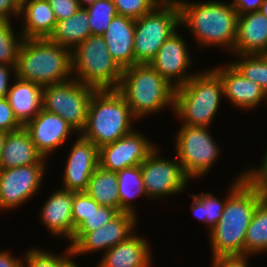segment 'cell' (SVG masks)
Listing matches in <instances>:
<instances>
[{
  "mask_svg": "<svg viewBox=\"0 0 267 267\" xmlns=\"http://www.w3.org/2000/svg\"><path fill=\"white\" fill-rule=\"evenodd\" d=\"M89 16V26L92 35L102 36L109 24L118 15L112 0H98L85 8Z\"/></svg>",
  "mask_w": 267,
  "mask_h": 267,
  "instance_id": "obj_32",
  "label": "cell"
},
{
  "mask_svg": "<svg viewBox=\"0 0 267 267\" xmlns=\"http://www.w3.org/2000/svg\"><path fill=\"white\" fill-rule=\"evenodd\" d=\"M259 11L267 18V0L263 1Z\"/></svg>",
  "mask_w": 267,
  "mask_h": 267,
  "instance_id": "obj_49",
  "label": "cell"
},
{
  "mask_svg": "<svg viewBox=\"0 0 267 267\" xmlns=\"http://www.w3.org/2000/svg\"><path fill=\"white\" fill-rule=\"evenodd\" d=\"M71 50L48 38L23 39L15 66V77L42 87L71 79ZM70 77V78H69Z\"/></svg>",
  "mask_w": 267,
  "mask_h": 267,
  "instance_id": "obj_3",
  "label": "cell"
},
{
  "mask_svg": "<svg viewBox=\"0 0 267 267\" xmlns=\"http://www.w3.org/2000/svg\"><path fill=\"white\" fill-rule=\"evenodd\" d=\"M180 25V8L176 0H162L150 12L136 19L135 64H149Z\"/></svg>",
  "mask_w": 267,
  "mask_h": 267,
  "instance_id": "obj_8",
  "label": "cell"
},
{
  "mask_svg": "<svg viewBox=\"0 0 267 267\" xmlns=\"http://www.w3.org/2000/svg\"><path fill=\"white\" fill-rule=\"evenodd\" d=\"M117 91L124 97L134 117L174 107L175 87L150 64H135L123 69Z\"/></svg>",
  "mask_w": 267,
  "mask_h": 267,
  "instance_id": "obj_4",
  "label": "cell"
},
{
  "mask_svg": "<svg viewBox=\"0 0 267 267\" xmlns=\"http://www.w3.org/2000/svg\"><path fill=\"white\" fill-rule=\"evenodd\" d=\"M212 70L221 78L224 96L231 104L250 110L267 98L257 83L245 78L231 63Z\"/></svg>",
  "mask_w": 267,
  "mask_h": 267,
  "instance_id": "obj_18",
  "label": "cell"
},
{
  "mask_svg": "<svg viewBox=\"0 0 267 267\" xmlns=\"http://www.w3.org/2000/svg\"><path fill=\"white\" fill-rule=\"evenodd\" d=\"M116 174L120 199V212L135 214L131 200L139 195L147 197L142 179L141 166L127 167L117 171Z\"/></svg>",
  "mask_w": 267,
  "mask_h": 267,
  "instance_id": "obj_29",
  "label": "cell"
},
{
  "mask_svg": "<svg viewBox=\"0 0 267 267\" xmlns=\"http://www.w3.org/2000/svg\"><path fill=\"white\" fill-rule=\"evenodd\" d=\"M72 73L96 90H117L123 69L111 57L102 36L91 35L71 51Z\"/></svg>",
  "mask_w": 267,
  "mask_h": 267,
  "instance_id": "obj_7",
  "label": "cell"
},
{
  "mask_svg": "<svg viewBox=\"0 0 267 267\" xmlns=\"http://www.w3.org/2000/svg\"><path fill=\"white\" fill-rule=\"evenodd\" d=\"M20 16L24 39L48 38L57 22L48 0H21Z\"/></svg>",
  "mask_w": 267,
  "mask_h": 267,
  "instance_id": "obj_24",
  "label": "cell"
},
{
  "mask_svg": "<svg viewBox=\"0 0 267 267\" xmlns=\"http://www.w3.org/2000/svg\"><path fill=\"white\" fill-rule=\"evenodd\" d=\"M40 218L51 234L69 239L74 236V223L72 218L73 192L58 189L43 204Z\"/></svg>",
  "mask_w": 267,
  "mask_h": 267,
  "instance_id": "obj_19",
  "label": "cell"
},
{
  "mask_svg": "<svg viewBox=\"0 0 267 267\" xmlns=\"http://www.w3.org/2000/svg\"><path fill=\"white\" fill-rule=\"evenodd\" d=\"M162 0H112L116 6L118 15L131 19H139L150 12Z\"/></svg>",
  "mask_w": 267,
  "mask_h": 267,
  "instance_id": "obj_35",
  "label": "cell"
},
{
  "mask_svg": "<svg viewBox=\"0 0 267 267\" xmlns=\"http://www.w3.org/2000/svg\"><path fill=\"white\" fill-rule=\"evenodd\" d=\"M249 255H231L212 257V267H248Z\"/></svg>",
  "mask_w": 267,
  "mask_h": 267,
  "instance_id": "obj_41",
  "label": "cell"
},
{
  "mask_svg": "<svg viewBox=\"0 0 267 267\" xmlns=\"http://www.w3.org/2000/svg\"><path fill=\"white\" fill-rule=\"evenodd\" d=\"M120 212L115 208L99 205L92 198V212L86 219L75 229V232H92L110 222Z\"/></svg>",
  "mask_w": 267,
  "mask_h": 267,
  "instance_id": "obj_34",
  "label": "cell"
},
{
  "mask_svg": "<svg viewBox=\"0 0 267 267\" xmlns=\"http://www.w3.org/2000/svg\"><path fill=\"white\" fill-rule=\"evenodd\" d=\"M133 119L136 120L129 105L117 90H96L86 125L79 134L100 148L132 132Z\"/></svg>",
  "mask_w": 267,
  "mask_h": 267,
  "instance_id": "obj_5",
  "label": "cell"
},
{
  "mask_svg": "<svg viewBox=\"0 0 267 267\" xmlns=\"http://www.w3.org/2000/svg\"><path fill=\"white\" fill-rule=\"evenodd\" d=\"M24 261L27 263V267H60V259L63 255H56L51 253L50 251L47 252L41 249H30L27 250L26 255L24 254ZM23 267H26L23 265Z\"/></svg>",
  "mask_w": 267,
  "mask_h": 267,
  "instance_id": "obj_36",
  "label": "cell"
},
{
  "mask_svg": "<svg viewBox=\"0 0 267 267\" xmlns=\"http://www.w3.org/2000/svg\"><path fill=\"white\" fill-rule=\"evenodd\" d=\"M45 165L0 169V209H14L41 187Z\"/></svg>",
  "mask_w": 267,
  "mask_h": 267,
  "instance_id": "obj_14",
  "label": "cell"
},
{
  "mask_svg": "<svg viewBox=\"0 0 267 267\" xmlns=\"http://www.w3.org/2000/svg\"><path fill=\"white\" fill-rule=\"evenodd\" d=\"M89 16L85 8H80L72 17L56 22L48 39L71 51L91 36Z\"/></svg>",
  "mask_w": 267,
  "mask_h": 267,
  "instance_id": "obj_26",
  "label": "cell"
},
{
  "mask_svg": "<svg viewBox=\"0 0 267 267\" xmlns=\"http://www.w3.org/2000/svg\"><path fill=\"white\" fill-rule=\"evenodd\" d=\"M158 150L159 147L140 164L147 198L150 199L177 194L185 189L189 180L179 160L175 162L162 159L158 155Z\"/></svg>",
  "mask_w": 267,
  "mask_h": 267,
  "instance_id": "obj_11",
  "label": "cell"
},
{
  "mask_svg": "<svg viewBox=\"0 0 267 267\" xmlns=\"http://www.w3.org/2000/svg\"><path fill=\"white\" fill-rule=\"evenodd\" d=\"M245 173L240 174L224 200H219L213 193H200V195L192 194L193 202L191 204V212L197 219L208 223L210 230L221 220L226 205L227 198L246 180Z\"/></svg>",
  "mask_w": 267,
  "mask_h": 267,
  "instance_id": "obj_28",
  "label": "cell"
},
{
  "mask_svg": "<svg viewBox=\"0 0 267 267\" xmlns=\"http://www.w3.org/2000/svg\"><path fill=\"white\" fill-rule=\"evenodd\" d=\"M20 9L21 0H0V20L10 21L12 14L20 16Z\"/></svg>",
  "mask_w": 267,
  "mask_h": 267,
  "instance_id": "obj_42",
  "label": "cell"
},
{
  "mask_svg": "<svg viewBox=\"0 0 267 267\" xmlns=\"http://www.w3.org/2000/svg\"><path fill=\"white\" fill-rule=\"evenodd\" d=\"M262 0H234L231 2L238 15L259 11Z\"/></svg>",
  "mask_w": 267,
  "mask_h": 267,
  "instance_id": "obj_43",
  "label": "cell"
},
{
  "mask_svg": "<svg viewBox=\"0 0 267 267\" xmlns=\"http://www.w3.org/2000/svg\"><path fill=\"white\" fill-rule=\"evenodd\" d=\"M31 141L44 158L63 145L69 134L76 130L61 116L44 110L24 125ZM72 131V132H71Z\"/></svg>",
  "mask_w": 267,
  "mask_h": 267,
  "instance_id": "obj_17",
  "label": "cell"
},
{
  "mask_svg": "<svg viewBox=\"0 0 267 267\" xmlns=\"http://www.w3.org/2000/svg\"><path fill=\"white\" fill-rule=\"evenodd\" d=\"M176 1L180 8V24L190 28L201 45L231 48L234 52L239 15L231 2Z\"/></svg>",
  "mask_w": 267,
  "mask_h": 267,
  "instance_id": "obj_2",
  "label": "cell"
},
{
  "mask_svg": "<svg viewBox=\"0 0 267 267\" xmlns=\"http://www.w3.org/2000/svg\"><path fill=\"white\" fill-rule=\"evenodd\" d=\"M92 212V198L87 192H73L72 218L76 229Z\"/></svg>",
  "mask_w": 267,
  "mask_h": 267,
  "instance_id": "obj_37",
  "label": "cell"
},
{
  "mask_svg": "<svg viewBox=\"0 0 267 267\" xmlns=\"http://www.w3.org/2000/svg\"><path fill=\"white\" fill-rule=\"evenodd\" d=\"M96 1H98V0H78V3L80 4L81 8H87V7L91 6L92 4H94Z\"/></svg>",
  "mask_w": 267,
  "mask_h": 267,
  "instance_id": "obj_48",
  "label": "cell"
},
{
  "mask_svg": "<svg viewBox=\"0 0 267 267\" xmlns=\"http://www.w3.org/2000/svg\"><path fill=\"white\" fill-rule=\"evenodd\" d=\"M11 71L14 72L13 75H15V66L0 64V98L7 97V93L11 87L9 85Z\"/></svg>",
  "mask_w": 267,
  "mask_h": 267,
  "instance_id": "obj_44",
  "label": "cell"
},
{
  "mask_svg": "<svg viewBox=\"0 0 267 267\" xmlns=\"http://www.w3.org/2000/svg\"><path fill=\"white\" fill-rule=\"evenodd\" d=\"M21 258H15L8 251L0 252V267H23Z\"/></svg>",
  "mask_w": 267,
  "mask_h": 267,
  "instance_id": "obj_45",
  "label": "cell"
},
{
  "mask_svg": "<svg viewBox=\"0 0 267 267\" xmlns=\"http://www.w3.org/2000/svg\"><path fill=\"white\" fill-rule=\"evenodd\" d=\"M13 85L7 93V99L18 121L24 126L42 109V86L21 80L14 75Z\"/></svg>",
  "mask_w": 267,
  "mask_h": 267,
  "instance_id": "obj_25",
  "label": "cell"
},
{
  "mask_svg": "<svg viewBox=\"0 0 267 267\" xmlns=\"http://www.w3.org/2000/svg\"><path fill=\"white\" fill-rule=\"evenodd\" d=\"M156 148L158 147L134 129L115 142L99 148V166L112 172L138 166Z\"/></svg>",
  "mask_w": 267,
  "mask_h": 267,
  "instance_id": "obj_13",
  "label": "cell"
},
{
  "mask_svg": "<svg viewBox=\"0 0 267 267\" xmlns=\"http://www.w3.org/2000/svg\"><path fill=\"white\" fill-rule=\"evenodd\" d=\"M45 159L23 126L18 130L8 132L0 158V169L26 165H46Z\"/></svg>",
  "mask_w": 267,
  "mask_h": 267,
  "instance_id": "obj_22",
  "label": "cell"
},
{
  "mask_svg": "<svg viewBox=\"0 0 267 267\" xmlns=\"http://www.w3.org/2000/svg\"><path fill=\"white\" fill-rule=\"evenodd\" d=\"M267 251V201L260 199L253 214L244 244V255Z\"/></svg>",
  "mask_w": 267,
  "mask_h": 267,
  "instance_id": "obj_30",
  "label": "cell"
},
{
  "mask_svg": "<svg viewBox=\"0 0 267 267\" xmlns=\"http://www.w3.org/2000/svg\"><path fill=\"white\" fill-rule=\"evenodd\" d=\"M260 199L247 179L227 198L221 220L209 231L213 257L244 255L247 228Z\"/></svg>",
  "mask_w": 267,
  "mask_h": 267,
  "instance_id": "obj_1",
  "label": "cell"
},
{
  "mask_svg": "<svg viewBox=\"0 0 267 267\" xmlns=\"http://www.w3.org/2000/svg\"><path fill=\"white\" fill-rule=\"evenodd\" d=\"M98 166L99 148L79 134L67 158L62 189L86 192L90 177Z\"/></svg>",
  "mask_w": 267,
  "mask_h": 267,
  "instance_id": "obj_15",
  "label": "cell"
},
{
  "mask_svg": "<svg viewBox=\"0 0 267 267\" xmlns=\"http://www.w3.org/2000/svg\"><path fill=\"white\" fill-rule=\"evenodd\" d=\"M117 174L98 166L91 175L87 194L99 205L115 208L120 212Z\"/></svg>",
  "mask_w": 267,
  "mask_h": 267,
  "instance_id": "obj_27",
  "label": "cell"
},
{
  "mask_svg": "<svg viewBox=\"0 0 267 267\" xmlns=\"http://www.w3.org/2000/svg\"><path fill=\"white\" fill-rule=\"evenodd\" d=\"M187 48L184 39L174 32L162 44L155 58L149 63L175 88L184 85L196 74L188 75L186 72L189 65L192 64Z\"/></svg>",
  "mask_w": 267,
  "mask_h": 267,
  "instance_id": "obj_16",
  "label": "cell"
},
{
  "mask_svg": "<svg viewBox=\"0 0 267 267\" xmlns=\"http://www.w3.org/2000/svg\"><path fill=\"white\" fill-rule=\"evenodd\" d=\"M57 21L72 17L81 7L78 0H48Z\"/></svg>",
  "mask_w": 267,
  "mask_h": 267,
  "instance_id": "obj_40",
  "label": "cell"
},
{
  "mask_svg": "<svg viewBox=\"0 0 267 267\" xmlns=\"http://www.w3.org/2000/svg\"><path fill=\"white\" fill-rule=\"evenodd\" d=\"M231 64L247 79L257 83L267 94V54H239Z\"/></svg>",
  "mask_w": 267,
  "mask_h": 267,
  "instance_id": "obj_31",
  "label": "cell"
},
{
  "mask_svg": "<svg viewBox=\"0 0 267 267\" xmlns=\"http://www.w3.org/2000/svg\"><path fill=\"white\" fill-rule=\"evenodd\" d=\"M93 87L71 78L42 88V108L61 116L79 134L87 121Z\"/></svg>",
  "mask_w": 267,
  "mask_h": 267,
  "instance_id": "obj_9",
  "label": "cell"
},
{
  "mask_svg": "<svg viewBox=\"0 0 267 267\" xmlns=\"http://www.w3.org/2000/svg\"><path fill=\"white\" fill-rule=\"evenodd\" d=\"M235 53L267 54V18L260 11L238 16Z\"/></svg>",
  "mask_w": 267,
  "mask_h": 267,
  "instance_id": "obj_21",
  "label": "cell"
},
{
  "mask_svg": "<svg viewBox=\"0 0 267 267\" xmlns=\"http://www.w3.org/2000/svg\"><path fill=\"white\" fill-rule=\"evenodd\" d=\"M148 242L142 236H130L104 252L98 267H151Z\"/></svg>",
  "mask_w": 267,
  "mask_h": 267,
  "instance_id": "obj_23",
  "label": "cell"
},
{
  "mask_svg": "<svg viewBox=\"0 0 267 267\" xmlns=\"http://www.w3.org/2000/svg\"><path fill=\"white\" fill-rule=\"evenodd\" d=\"M16 35L10 21L0 20V64L16 66L18 51L24 39L21 33L19 37Z\"/></svg>",
  "mask_w": 267,
  "mask_h": 267,
  "instance_id": "obj_33",
  "label": "cell"
},
{
  "mask_svg": "<svg viewBox=\"0 0 267 267\" xmlns=\"http://www.w3.org/2000/svg\"><path fill=\"white\" fill-rule=\"evenodd\" d=\"M7 134H8V132L0 129V158H1V155L3 152L5 139H6Z\"/></svg>",
  "mask_w": 267,
  "mask_h": 267,
  "instance_id": "obj_47",
  "label": "cell"
},
{
  "mask_svg": "<svg viewBox=\"0 0 267 267\" xmlns=\"http://www.w3.org/2000/svg\"><path fill=\"white\" fill-rule=\"evenodd\" d=\"M224 95L221 78L211 69L197 72L175 88L174 109L182 125L209 127Z\"/></svg>",
  "mask_w": 267,
  "mask_h": 267,
  "instance_id": "obj_6",
  "label": "cell"
},
{
  "mask_svg": "<svg viewBox=\"0 0 267 267\" xmlns=\"http://www.w3.org/2000/svg\"><path fill=\"white\" fill-rule=\"evenodd\" d=\"M257 169L245 170L247 180L257 189L261 199L267 201V150Z\"/></svg>",
  "mask_w": 267,
  "mask_h": 267,
  "instance_id": "obj_38",
  "label": "cell"
},
{
  "mask_svg": "<svg viewBox=\"0 0 267 267\" xmlns=\"http://www.w3.org/2000/svg\"><path fill=\"white\" fill-rule=\"evenodd\" d=\"M134 34L135 20L117 15L102 35L111 57L122 69L135 65Z\"/></svg>",
  "mask_w": 267,
  "mask_h": 267,
  "instance_id": "obj_20",
  "label": "cell"
},
{
  "mask_svg": "<svg viewBox=\"0 0 267 267\" xmlns=\"http://www.w3.org/2000/svg\"><path fill=\"white\" fill-rule=\"evenodd\" d=\"M6 97L0 98V129L11 132L22 128Z\"/></svg>",
  "mask_w": 267,
  "mask_h": 267,
  "instance_id": "obj_39",
  "label": "cell"
},
{
  "mask_svg": "<svg viewBox=\"0 0 267 267\" xmlns=\"http://www.w3.org/2000/svg\"><path fill=\"white\" fill-rule=\"evenodd\" d=\"M207 130L208 127L181 125L176 135V160L190 179L206 174L220 154Z\"/></svg>",
  "mask_w": 267,
  "mask_h": 267,
  "instance_id": "obj_10",
  "label": "cell"
},
{
  "mask_svg": "<svg viewBox=\"0 0 267 267\" xmlns=\"http://www.w3.org/2000/svg\"><path fill=\"white\" fill-rule=\"evenodd\" d=\"M136 217L135 214L129 212H120L110 222L95 231L74 232L69 244L70 250L76 256L99 250L106 252L133 235L132 230L136 224Z\"/></svg>",
  "mask_w": 267,
  "mask_h": 267,
  "instance_id": "obj_12",
  "label": "cell"
},
{
  "mask_svg": "<svg viewBox=\"0 0 267 267\" xmlns=\"http://www.w3.org/2000/svg\"><path fill=\"white\" fill-rule=\"evenodd\" d=\"M74 257L75 254L70 250V247L66 249V255L60 259V267H79L77 264H75L72 259H69L71 257Z\"/></svg>",
  "mask_w": 267,
  "mask_h": 267,
  "instance_id": "obj_46",
  "label": "cell"
}]
</instances>
